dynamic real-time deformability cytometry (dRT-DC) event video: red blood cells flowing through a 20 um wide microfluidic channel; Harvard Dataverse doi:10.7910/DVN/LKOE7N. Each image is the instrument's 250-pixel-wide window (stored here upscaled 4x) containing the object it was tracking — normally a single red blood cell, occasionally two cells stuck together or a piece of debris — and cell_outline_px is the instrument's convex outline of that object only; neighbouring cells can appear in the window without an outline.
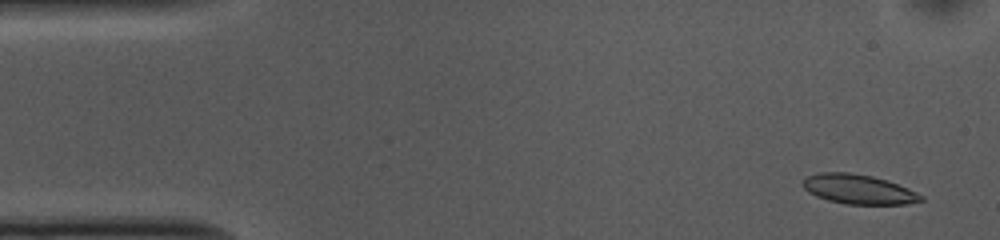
{"species": "common noctule bat (a hibernating species)", "species_latin": "Nyctalus noctula", "temperature_condition": "cold", "stored_images_in_passage": 53, "camera_frame_rate_fps": 3000, "um_per_image_px": 0.085, "animal": {"sex": "female", "body_mass_g": 10.0, "forearm_length_mm": 53.1}, "frame": {"image": 1, "passage_image": 3, "time_ms": 0.667, "image_size_px": [1000, 240], "cell_outline_px": [[924, 200], [904, 204], [848, 204], [828, 200], [816, 196], [808, 192], [804, 188], [804, 180], [808, 176], [820, 172], [848, 172], [872, 176], [888, 180], [908, 188], [924, 196]], "centroid_in_image_um": [72.99, 16.08], "position_along_channel_um": 12.0, "area_um2": 20.23}}
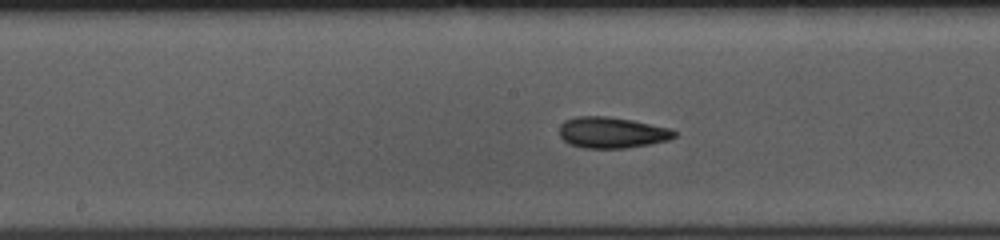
{"frame": {"image": 2, "passage_image": 26, "time_ms": 8.333, "image_size_px": [1000, 240], "cell_outline_px": [[676, 136], [668, 140], [648, 144], [624, 148], [584, 148], [568, 144], [560, 136], [560, 124], [564, 120], [576, 116], [608, 116], [632, 120], [672, 128], [676, 132]], "centroid_in_image_um": [51.99, 11.26], "position_along_channel_um": 196.2, "area_um2": 20.92}}
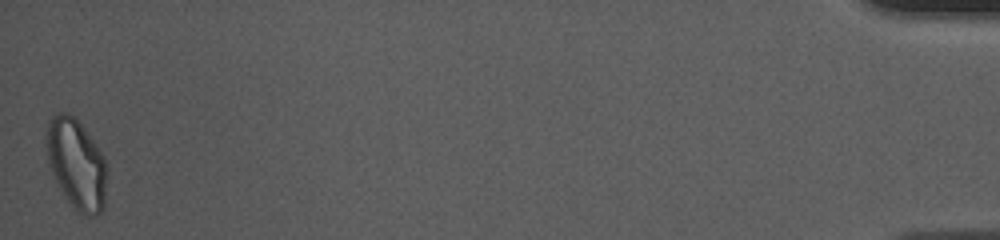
{"frame": {"image": 3, "passage_image": 53, "time_ms": 17.333, "image_size_px": [1000, 240], "cell_outline_px": [[108, 172], [104, 208], [96, 216], [88, 216], [76, 212], [64, 196], [56, 184], [48, 160], [44, 132], [48, 120], [56, 112], [68, 112], [80, 124], [104, 156], [108, 168]], "centroid_in_image_um": [6.49, 13.96], "position_along_channel_um": 428.7, "area_um2": 32.37}, "authors_computed_cell_mechanics": {"area_um2": 20.6924, "velocity_mm_per_s": 3.6801, "shape_relaxation_time_tau1_ms": 3.0578, "shape_relaxation_time_tau2_ms": 2.6445, "deformation_change_tau1": 0.1335, "deformation_change_tau2": 0.103}}